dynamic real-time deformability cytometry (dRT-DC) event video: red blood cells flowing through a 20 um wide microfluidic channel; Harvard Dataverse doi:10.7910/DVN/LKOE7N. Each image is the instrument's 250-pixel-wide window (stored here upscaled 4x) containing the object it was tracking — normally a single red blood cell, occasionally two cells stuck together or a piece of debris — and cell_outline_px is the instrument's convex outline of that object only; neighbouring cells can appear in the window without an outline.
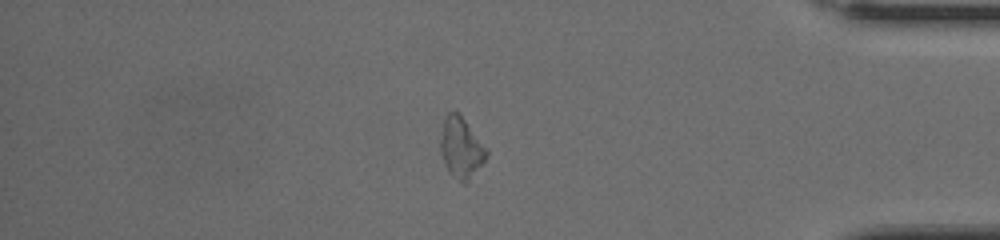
{"species": "human", "species_latin": "Homo sapiens", "temperature_condition": "cold", "stored_images_in_passage": 63, "camera_frame_rate_fps": 3000, "um_per_image_px": 0.085, "donor": {"sex": "female"}, "frame": {"image": 1, "passage_image": 54, "time_ms": 17.667, "image_size_px": [1000, 240], "cell_outline_px": [[488, 156], [468, 184], [464, 184], [448, 172], [444, 164], [440, 152], [440, 140], [444, 120], [448, 112], [460, 112], [488, 148]], "centroid_in_image_um": [39.23, 12.57], "position_along_channel_um": 396.0, "area_um2": 16.76}}
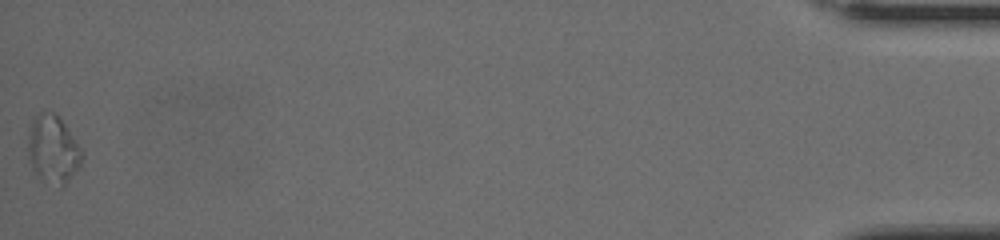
{"frame": {"image": 2, "passage_image": 63, "time_ms": 20.667, "image_size_px": [1000, 240], "cell_outline_px": [[84, 156], [80, 164], [64, 188], [60, 188], [40, 180], [36, 176], [32, 168], [28, 156], [28, 128], [32, 120], [44, 108], [56, 112], [84, 152]], "centroid_in_image_um": [4.49, 12.7], "position_along_channel_um": 430.7, "area_um2": 22.08}}